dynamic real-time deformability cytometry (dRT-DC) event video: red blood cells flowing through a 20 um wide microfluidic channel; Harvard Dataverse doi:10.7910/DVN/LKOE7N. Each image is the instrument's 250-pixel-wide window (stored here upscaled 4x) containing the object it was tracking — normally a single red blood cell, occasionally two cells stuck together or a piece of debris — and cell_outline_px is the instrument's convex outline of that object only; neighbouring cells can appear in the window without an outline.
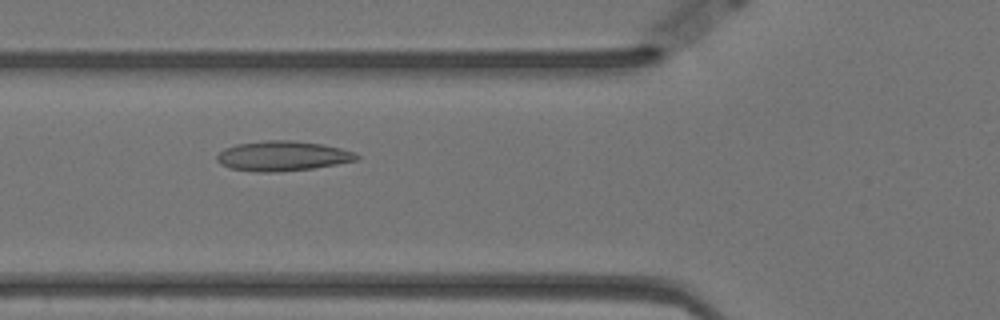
{"species": "Egyptian fruit bat (a non-hibernating species)", "species_latin": "Rousettus aegyptiacus", "temperature_condition": "warm", "stored_images_in_passage": 35, "camera_frame_rate_fps": 3000, "um_per_image_px": 0.085, "animal": {"sex": "female"}, "frame": {"image": 1, "passage_image": 8, "time_ms": 2.333, "image_size_px": [1000, 320], "cell_outline_px": [[360, 156], [356, 160], [336, 164], [312, 168], [280, 172], [256, 172], [232, 168], [220, 164], [216, 160], [216, 156], [224, 148], [236, 144], [268, 140], [288, 140], [324, 144], [340, 148], [352, 152]], "centroid_in_image_um": [23.99, 13.26], "position_along_channel_um": 101.8, "area_um2": 24.22}}
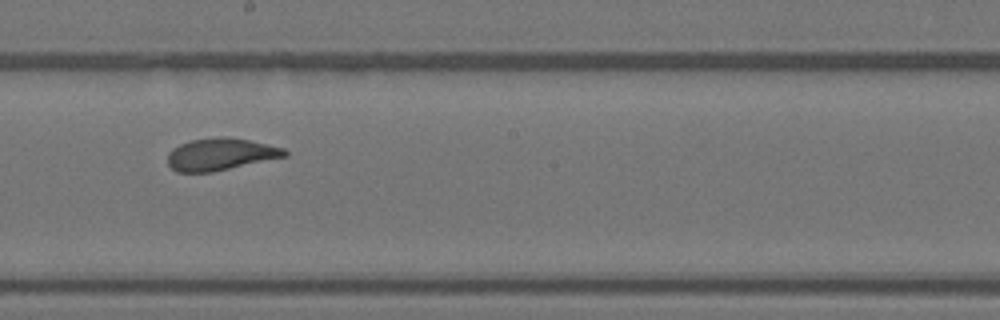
{"frame": {"image": 2, "passage_image": 19, "time_ms": 6.0, "image_size_px": [1000, 320], "cell_outline_px": [[288, 156], [212, 172], [176, 172], [168, 164], [168, 152], [172, 148], [180, 144], [192, 140], [220, 136], [224, 136], [248, 140], [268, 144], [284, 148], [288, 152]], "centroid_in_image_um": [18.75, 13.11], "position_along_channel_um": 229.5, "area_um2": 21.91}}
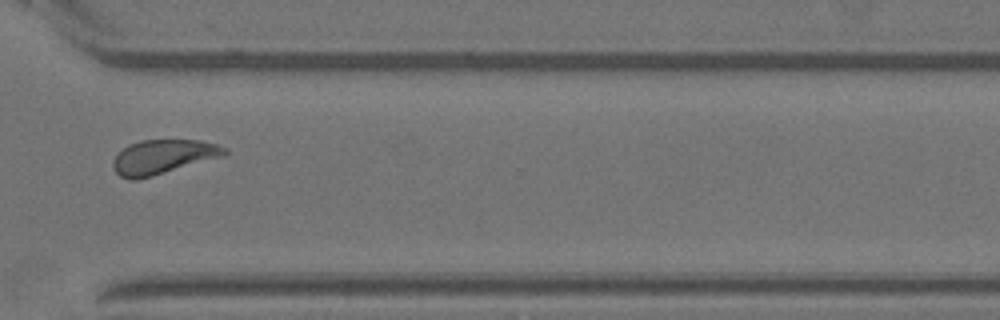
{"frame": {"image": 3, "passage_image": 30, "time_ms": 9.667, "image_size_px": [1000, 320], "cell_outline_px": [[228, 152], [224, 156], [152, 176], [136, 180], [128, 180], [120, 176], [112, 168], [112, 160], [128, 144], [140, 140], [200, 140], [216, 144], [228, 148]], "centroid_in_image_um": [13.85, 13.33], "position_along_channel_um": 356.7, "area_um2": 22.37}}